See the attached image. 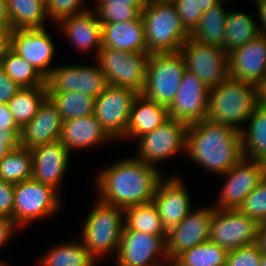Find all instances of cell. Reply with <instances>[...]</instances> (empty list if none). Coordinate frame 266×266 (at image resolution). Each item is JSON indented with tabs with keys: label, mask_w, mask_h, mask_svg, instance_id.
<instances>
[{
	"label": "cell",
	"mask_w": 266,
	"mask_h": 266,
	"mask_svg": "<svg viewBox=\"0 0 266 266\" xmlns=\"http://www.w3.org/2000/svg\"><path fill=\"white\" fill-rule=\"evenodd\" d=\"M130 156L119 158L97 171L93 181L95 198L123 209L153 201L164 173L160 168Z\"/></svg>",
	"instance_id": "obj_1"
},
{
	"label": "cell",
	"mask_w": 266,
	"mask_h": 266,
	"mask_svg": "<svg viewBox=\"0 0 266 266\" xmlns=\"http://www.w3.org/2000/svg\"><path fill=\"white\" fill-rule=\"evenodd\" d=\"M185 156L197 168L220 176L243 158L241 133L208 119L189 125Z\"/></svg>",
	"instance_id": "obj_2"
},
{
	"label": "cell",
	"mask_w": 266,
	"mask_h": 266,
	"mask_svg": "<svg viewBox=\"0 0 266 266\" xmlns=\"http://www.w3.org/2000/svg\"><path fill=\"white\" fill-rule=\"evenodd\" d=\"M88 216L80 224V237L83 245L97 260H107L110 255L116 256L120 238L124 229L123 208L109 205L95 198Z\"/></svg>",
	"instance_id": "obj_3"
},
{
	"label": "cell",
	"mask_w": 266,
	"mask_h": 266,
	"mask_svg": "<svg viewBox=\"0 0 266 266\" xmlns=\"http://www.w3.org/2000/svg\"><path fill=\"white\" fill-rule=\"evenodd\" d=\"M257 106V86L228 78L209 89L206 119L240 132Z\"/></svg>",
	"instance_id": "obj_4"
},
{
	"label": "cell",
	"mask_w": 266,
	"mask_h": 266,
	"mask_svg": "<svg viewBox=\"0 0 266 266\" xmlns=\"http://www.w3.org/2000/svg\"><path fill=\"white\" fill-rule=\"evenodd\" d=\"M141 18L148 54L180 52L189 39L173 3L146 2Z\"/></svg>",
	"instance_id": "obj_5"
},
{
	"label": "cell",
	"mask_w": 266,
	"mask_h": 266,
	"mask_svg": "<svg viewBox=\"0 0 266 266\" xmlns=\"http://www.w3.org/2000/svg\"><path fill=\"white\" fill-rule=\"evenodd\" d=\"M62 196L52 187L32 178L15 184L13 222L20 229L51 220L63 209ZM28 226V227H27Z\"/></svg>",
	"instance_id": "obj_6"
},
{
	"label": "cell",
	"mask_w": 266,
	"mask_h": 266,
	"mask_svg": "<svg viewBox=\"0 0 266 266\" xmlns=\"http://www.w3.org/2000/svg\"><path fill=\"white\" fill-rule=\"evenodd\" d=\"M185 63L180 52L149 55L146 82L142 95L169 107L174 100L183 77Z\"/></svg>",
	"instance_id": "obj_7"
},
{
	"label": "cell",
	"mask_w": 266,
	"mask_h": 266,
	"mask_svg": "<svg viewBox=\"0 0 266 266\" xmlns=\"http://www.w3.org/2000/svg\"><path fill=\"white\" fill-rule=\"evenodd\" d=\"M149 55L101 47L94 62L99 64L107 85L129 88L141 94L146 82Z\"/></svg>",
	"instance_id": "obj_8"
},
{
	"label": "cell",
	"mask_w": 266,
	"mask_h": 266,
	"mask_svg": "<svg viewBox=\"0 0 266 266\" xmlns=\"http://www.w3.org/2000/svg\"><path fill=\"white\" fill-rule=\"evenodd\" d=\"M187 129V124L169 118L160 127L136 140L137 148L133 156L158 168L159 162L186 154Z\"/></svg>",
	"instance_id": "obj_9"
},
{
	"label": "cell",
	"mask_w": 266,
	"mask_h": 266,
	"mask_svg": "<svg viewBox=\"0 0 266 266\" xmlns=\"http://www.w3.org/2000/svg\"><path fill=\"white\" fill-rule=\"evenodd\" d=\"M114 266H167L171 264L162 236L129 230L124 226Z\"/></svg>",
	"instance_id": "obj_10"
},
{
	"label": "cell",
	"mask_w": 266,
	"mask_h": 266,
	"mask_svg": "<svg viewBox=\"0 0 266 266\" xmlns=\"http://www.w3.org/2000/svg\"><path fill=\"white\" fill-rule=\"evenodd\" d=\"M266 175V163L242 158L229 171L220 175L225 181L212 205L217 210L238 209L246 196Z\"/></svg>",
	"instance_id": "obj_11"
},
{
	"label": "cell",
	"mask_w": 266,
	"mask_h": 266,
	"mask_svg": "<svg viewBox=\"0 0 266 266\" xmlns=\"http://www.w3.org/2000/svg\"><path fill=\"white\" fill-rule=\"evenodd\" d=\"M186 71L195 74L207 88L217 87L229 78L228 54L223 48L188 39L181 47Z\"/></svg>",
	"instance_id": "obj_12"
},
{
	"label": "cell",
	"mask_w": 266,
	"mask_h": 266,
	"mask_svg": "<svg viewBox=\"0 0 266 266\" xmlns=\"http://www.w3.org/2000/svg\"><path fill=\"white\" fill-rule=\"evenodd\" d=\"M138 93L107 85L95 99L94 116L102 128L117 143L125 137L129 114Z\"/></svg>",
	"instance_id": "obj_13"
},
{
	"label": "cell",
	"mask_w": 266,
	"mask_h": 266,
	"mask_svg": "<svg viewBox=\"0 0 266 266\" xmlns=\"http://www.w3.org/2000/svg\"><path fill=\"white\" fill-rule=\"evenodd\" d=\"M47 93L81 92L97 97L107 86L99 64H57L46 79Z\"/></svg>",
	"instance_id": "obj_14"
},
{
	"label": "cell",
	"mask_w": 266,
	"mask_h": 266,
	"mask_svg": "<svg viewBox=\"0 0 266 266\" xmlns=\"http://www.w3.org/2000/svg\"><path fill=\"white\" fill-rule=\"evenodd\" d=\"M258 227L257 222L238 209L213 208L209 241L231 251L256 243Z\"/></svg>",
	"instance_id": "obj_15"
},
{
	"label": "cell",
	"mask_w": 266,
	"mask_h": 266,
	"mask_svg": "<svg viewBox=\"0 0 266 266\" xmlns=\"http://www.w3.org/2000/svg\"><path fill=\"white\" fill-rule=\"evenodd\" d=\"M54 42L47 28L15 29L10 35V49L31 64L45 79L57 66L52 64L57 53Z\"/></svg>",
	"instance_id": "obj_16"
},
{
	"label": "cell",
	"mask_w": 266,
	"mask_h": 266,
	"mask_svg": "<svg viewBox=\"0 0 266 266\" xmlns=\"http://www.w3.org/2000/svg\"><path fill=\"white\" fill-rule=\"evenodd\" d=\"M187 187L186 181L176 173L170 177L164 176L156 187L153 202L166 233L195 208Z\"/></svg>",
	"instance_id": "obj_17"
},
{
	"label": "cell",
	"mask_w": 266,
	"mask_h": 266,
	"mask_svg": "<svg viewBox=\"0 0 266 266\" xmlns=\"http://www.w3.org/2000/svg\"><path fill=\"white\" fill-rule=\"evenodd\" d=\"M211 205L195 207L176 227L167 232L166 252L172 262L183 251L209 241Z\"/></svg>",
	"instance_id": "obj_18"
},
{
	"label": "cell",
	"mask_w": 266,
	"mask_h": 266,
	"mask_svg": "<svg viewBox=\"0 0 266 266\" xmlns=\"http://www.w3.org/2000/svg\"><path fill=\"white\" fill-rule=\"evenodd\" d=\"M209 88L195 74L185 71L178 92L168 107L169 117L189 125L206 119Z\"/></svg>",
	"instance_id": "obj_19"
},
{
	"label": "cell",
	"mask_w": 266,
	"mask_h": 266,
	"mask_svg": "<svg viewBox=\"0 0 266 266\" xmlns=\"http://www.w3.org/2000/svg\"><path fill=\"white\" fill-rule=\"evenodd\" d=\"M54 26L60 30L58 33L66 39L65 42L69 43L76 52L78 51L77 54H81V57L88 53L97 57L102 47V24L92 7L85 12L65 18Z\"/></svg>",
	"instance_id": "obj_20"
},
{
	"label": "cell",
	"mask_w": 266,
	"mask_h": 266,
	"mask_svg": "<svg viewBox=\"0 0 266 266\" xmlns=\"http://www.w3.org/2000/svg\"><path fill=\"white\" fill-rule=\"evenodd\" d=\"M31 153L32 179L52 187L62 196L61 186L73 155L59 140L34 147Z\"/></svg>",
	"instance_id": "obj_21"
},
{
	"label": "cell",
	"mask_w": 266,
	"mask_h": 266,
	"mask_svg": "<svg viewBox=\"0 0 266 266\" xmlns=\"http://www.w3.org/2000/svg\"><path fill=\"white\" fill-rule=\"evenodd\" d=\"M229 78L257 86L266 76V35L260 33L228 54Z\"/></svg>",
	"instance_id": "obj_22"
},
{
	"label": "cell",
	"mask_w": 266,
	"mask_h": 266,
	"mask_svg": "<svg viewBox=\"0 0 266 266\" xmlns=\"http://www.w3.org/2000/svg\"><path fill=\"white\" fill-rule=\"evenodd\" d=\"M59 141L71 154H75V150L90 151L95 147L100 148V145L116 143L102 128L94 114L63 121Z\"/></svg>",
	"instance_id": "obj_23"
},
{
	"label": "cell",
	"mask_w": 266,
	"mask_h": 266,
	"mask_svg": "<svg viewBox=\"0 0 266 266\" xmlns=\"http://www.w3.org/2000/svg\"><path fill=\"white\" fill-rule=\"evenodd\" d=\"M63 120L47 97L31 121L20 129V144L27 149L59 140Z\"/></svg>",
	"instance_id": "obj_24"
},
{
	"label": "cell",
	"mask_w": 266,
	"mask_h": 266,
	"mask_svg": "<svg viewBox=\"0 0 266 266\" xmlns=\"http://www.w3.org/2000/svg\"><path fill=\"white\" fill-rule=\"evenodd\" d=\"M169 118L168 107L138 94L132 104L125 137L120 142L136 141L140 136L160 127Z\"/></svg>",
	"instance_id": "obj_25"
},
{
	"label": "cell",
	"mask_w": 266,
	"mask_h": 266,
	"mask_svg": "<svg viewBox=\"0 0 266 266\" xmlns=\"http://www.w3.org/2000/svg\"><path fill=\"white\" fill-rule=\"evenodd\" d=\"M102 47L147 53L142 18L102 24Z\"/></svg>",
	"instance_id": "obj_26"
},
{
	"label": "cell",
	"mask_w": 266,
	"mask_h": 266,
	"mask_svg": "<svg viewBox=\"0 0 266 266\" xmlns=\"http://www.w3.org/2000/svg\"><path fill=\"white\" fill-rule=\"evenodd\" d=\"M38 260V261H37ZM35 262L37 266H96L98 261L82 241L75 239L54 243Z\"/></svg>",
	"instance_id": "obj_27"
},
{
	"label": "cell",
	"mask_w": 266,
	"mask_h": 266,
	"mask_svg": "<svg viewBox=\"0 0 266 266\" xmlns=\"http://www.w3.org/2000/svg\"><path fill=\"white\" fill-rule=\"evenodd\" d=\"M233 0H222L209 10L204 11L197 27L189 38L203 45H213L223 48L225 43L226 19L229 13L225 5Z\"/></svg>",
	"instance_id": "obj_28"
},
{
	"label": "cell",
	"mask_w": 266,
	"mask_h": 266,
	"mask_svg": "<svg viewBox=\"0 0 266 266\" xmlns=\"http://www.w3.org/2000/svg\"><path fill=\"white\" fill-rule=\"evenodd\" d=\"M245 125L240 131L243 157L266 163V107L258 105Z\"/></svg>",
	"instance_id": "obj_29"
},
{
	"label": "cell",
	"mask_w": 266,
	"mask_h": 266,
	"mask_svg": "<svg viewBox=\"0 0 266 266\" xmlns=\"http://www.w3.org/2000/svg\"><path fill=\"white\" fill-rule=\"evenodd\" d=\"M256 16L243 9H231L227 15L225 27L224 51L229 54L233 50L244 46L248 41L259 35Z\"/></svg>",
	"instance_id": "obj_30"
},
{
	"label": "cell",
	"mask_w": 266,
	"mask_h": 266,
	"mask_svg": "<svg viewBox=\"0 0 266 266\" xmlns=\"http://www.w3.org/2000/svg\"><path fill=\"white\" fill-rule=\"evenodd\" d=\"M11 30L42 29L50 22L46 6L38 0H6Z\"/></svg>",
	"instance_id": "obj_31"
},
{
	"label": "cell",
	"mask_w": 266,
	"mask_h": 266,
	"mask_svg": "<svg viewBox=\"0 0 266 266\" xmlns=\"http://www.w3.org/2000/svg\"><path fill=\"white\" fill-rule=\"evenodd\" d=\"M46 98L47 86L24 87L8 101L14 121L20 129L37 114Z\"/></svg>",
	"instance_id": "obj_32"
},
{
	"label": "cell",
	"mask_w": 266,
	"mask_h": 266,
	"mask_svg": "<svg viewBox=\"0 0 266 266\" xmlns=\"http://www.w3.org/2000/svg\"><path fill=\"white\" fill-rule=\"evenodd\" d=\"M124 224L129 230L147 232L167 239V233L162 227L161 218L154 202L128 206L123 209Z\"/></svg>",
	"instance_id": "obj_33"
},
{
	"label": "cell",
	"mask_w": 266,
	"mask_h": 266,
	"mask_svg": "<svg viewBox=\"0 0 266 266\" xmlns=\"http://www.w3.org/2000/svg\"><path fill=\"white\" fill-rule=\"evenodd\" d=\"M101 24L139 19L146 0H92Z\"/></svg>",
	"instance_id": "obj_34"
},
{
	"label": "cell",
	"mask_w": 266,
	"mask_h": 266,
	"mask_svg": "<svg viewBox=\"0 0 266 266\" xmlns=\"http://www.w3.org/2000/svg\"><path fill=\"white\" fill-rule=\"evenodd\" d=\"M47 97L56 106L63 121L94 114L96 98L87 94L66 91L61 93H47Z\"/></svg>",
	"instance_id": "obj_35"
},
{
	"label": "cell",
	"mask_w": 266,
	"mask_h": 266,
	"mask_svg": "<svg viewBox=\"0 0 266 266\" xmlns=\"http://www.w3.org/2000/svg\"><path fill=\"white\" fill-rule=\"evenodd\" d=\"M0 67L21 88L47 86L46 79L31 64L10 48L0 56Z\"/></svg>",
	"instance_id": "obj_36"
},
{
	"label": "cell",
	"mask_w": 266,
	"mask_h": 266,
	"mask_svg": "<svg viewBox=\"0 0 266 266\" xmlns=\"http://www.w3.org/2000/svg\"><path fill=\"white\" fill-rule=\"evenodd\" d=\"M229 251L210 241L187 249L179 254L173 266H226Z\"/></svg>",
	"instance_id": "obj_37"
},
{
	"label": "cell",
	"mask_w": 266,
	"mask_h": 266,
	"mask_svg": "<svg viewBox=\"0 0 266 266\" xmlns=\"http://www.w3.org/2000/svg\"><path fill=\"white\" fill-rule=\"evenodd\" d=\"M32 153L20 146L0 161V180L17 184L32 178Z\"/></svg>",
	"instance_id": "obj_38"
},
{
	"label": "cell",
	"mask_w": 266,
	"mask_h": 266,
	"mask_svg": "<svg viewBox=\"0 0 266 266\" xmlns=\"http://www.w3.org/2000/svg\"><path fill=\"white\" fill-rule=\"evenodd\" d=\"M238 210L258 224L266 220V175L246 196Z\"/></svg>",
	"instance_id": "obj_39"
},
{
	"label": "cell",
	"mask_w": 266,
	"mask_h": 266,
	"mask_svg": "<svg viewBox=\"0 0 266 266\" xmlns=\"http://www.w3.org/2000/svg\"><path fill=\"white\" fill-rule=\"evenodd\" d=\"M84 1L86 0H50L46 9L51 25L89 10L90 7H87Z\"/></svg>",
	"instance_id": "obj_40"
},
{
	"label": "cell",
	"mask_w": 266,
	"mask_h": 266,
	"mask_svg": "<svg viewBox=\"0 0 266 266\" xmlns=\"http://www.w3.org/2000/svg\"><path fill=\"white\" fill-rule=\"evenodd\" d=\"M262 251L256 243L229 251L226 266H260Z\"/></svg>",
	"instance_id": "obj_41"
},
{
	"label": "cell",
	"mask_w": 266,
	"mask_h": 266,
	"mask_svg": "<svg viewBox=\"0 0 266 266\" xmlns=\"http://www.w3.org/2000/svg\"><path fill=\"white\" fill-rule=\"evenodd\" d=\"M173 4L185 30L191 34L197 27L203 11L198 7L196 0H176Z\"/></svg>",
	"instance_id": "obj_42"
},
{
	"label": "cell",
	"mask_w": 266,
	"mask_h": 266,
	"mask_svg": "<svg viewBox=\"0 0 266 266\" xmlns=\"http://www.w3.org/2000/svg\"><path fill=\"white\" fill-rule=\"evenodd\" d=\"M14 187L10 182L0 180V215L13 220Z\"/></svg>",
	"instance_id": "obj_43"
},
{
	"label": "cell",
	"mask_w": 266,
	"mask_h": 266,
	"mask_svg": "<svg viewBox=\"0 0 266 266\" xmlns=\"http://www.w3.org/2000/svg\"><path fill=\"white\" fill-rule=\"evenodd\" d=\"M20 146V131H0V161Z\"/></svg>",
	"instance_id": "obj_44"
},
{
	"label": "cell",
	"mask_w": 266,
	"mask_h": 266,
	"mask_svg": "<svg viewBox=\"0 0 266 266\" xmlns=\"http://www.w3.org/2000/svg\"><path fill=\"white\" fill-rule=\"evenodd\" d=\"M20 89L21 87L0 67V103L7 104Z\"/></svg>",
	"instance_id": "obj_45"
},
{
	"label": "cell",
	"mask_w": 266,
	"mask_h": 266,
	"mask_svg": "<svg viewBox=\"0 0 266 266\" xmlns=\"http://www.w3.org/2000/svg\"><path fill=\"white\" fill-rule=\"evenodd\" d=\"M20 232V229L14 224L13 220L9 217L0 215V248L8 245L11 239L15 237V234ZM14 236V237H13ZM0 249V250H1Z\"/></svg>",
	"instance_id": "obj_46"
},
{
	"label": "cell",
	"mask_w": 266,
	"mask_h": 266,
	"mask_svg": "<svg viewBox=\"0 0 266 266\" xmlns=\"http://www.w3.org/2000/svg\"><path fill=\"white\" fill-rule=\"evenodd\" d=\"M0 131H20L14 121L8 104L0 103Z\"/></svg>",
	"instance_id": "obj_47"
},
{
	"label": "cell",
	"mask_w": 266,
	"mask_h": 266,
	"mask_svg": "<svg viewBox=\"0 0 266 266\" xmlns=\"http://www.w3.org/2000/svg\"><path fill=\"white\" fill-rule=\"evenodd\" d=\"M254 4L257 27L260 33L266 34V0H249ZM256 7V8H255Z\"/></svg>",
	"instance_id": "obj_48"
},
{
	"label": "cell",
	"mask_w": 266,
	"mask_h": 266,
	"mask_svg": "<svg viewBox=\"0 0 266 266\" xmlns=\"http://www.w3.org/2000/svg\"><path fill=\"white\" fill-rule=\"evenodd\" d=\"M11 24H0V56L10 48Z\"/></svg>",
	"instance_id": "obj_49"
},
{
	"label": "cell",
	"mask_w": 266,
	"mask_h": 266,
	"mask_svg": "<svg viewBox=\"0 0 266 266\" xmlns=\"http://www.w3.org/2000/svg\"><path fill=\"white\" fill-rule=\"evenodd\" d=\"M256 244L263 253H266V225L264 223L259 224Z\"/></svg>",
	"instance_id": "obj_50"
},
{
	"label": "cell",
	"mask_w": 266,
	"mask_h": 266,
	"mask_svg": "<svg viewBox=\"0 0 266 266\" xmlns=\"http://www.w3.org/2000/svg\"><path fill=\"white\" fill-rule=\"evenodd\" d=\"M258 105L266 107V76L257 85Z\"/></svg>",
	"instance_id": "obj_51"
},
{
	"label": "cell",
	"mask_w": 266,
	"mask_h": 266,
	"mask_svg": "<svg viewBox=\"0 0 266 266\" xmlns=\"http://www.w3.org/2000/svg\"><path fill=\"white\" fill-rule=\"evenodd\" d=\"M0 24H10L6 0H0Z\"/></svg>",
	"instance_id": "obj_52"
},
{
	"label": "cell",
	"mask_w": 266,
	"mask_h": 266,
	"mask_svg": "<svg viewBox=\"0 0 266 266\" xmlns=\"http://www.w3.org/2000/svg\"><path fill=\"white\" fill-rule=\"evenodd\" d=\"M222 0H196L198 7L204 12L215 6Z\"/></svg>",
	"instance_id": "obj_53"
},
{
	"label": "cell",
	"mask_w": 266,
	"mask_h": 266,
	"mask_svg": "<svg viewBox=\"0 0 266 266\" xmlns=\"http://www.w3.org/2000/svg\"><path fill=\"white\" fill-rule=\"evenodd\" d=\"M176 0H146V2H152V3H174Z\"/></svg>",
	"instance_id": "obj_54"
},
{
	"label": "cell",
	"mask_w": 266,
	"mask_h": 266,
	"mask_svg": "<svg viewBox=\"0 0 266 266\" xmlns=\"http://www.w3.org/2000/svg\"><path fill=\"white\" fill-rule=\"evenodd\" d=\"M260 266H266V253L262 252Z\"/></svg>",
	"instance_id": "obj_55"
},
{
	"label": "cell",
	"mask_w": 266,
	"mask_h": 266,
	"mask_svg": "<svg viewBox=\"0 0 266 266\" xmlns=\"http://www.w3.org/2000/svg\"><path fill=\"white\" fill-rule=\"evenodd\" d=\"M0 266H10V265L8 261L6 262V260L4 261V259H0Z\"/></svg>",
	"instance_id": "obj_56"
},
{
	"label": "cell",
	"mask_w": 266,
	"mask_h": 266,
	"mask_svg": "<svg viewBox=\"0 0 266 266\" xmlns=\"http://www.w3.org/2000/svg\"><path fill=\"white\" fill-rule=\"evenodd\" d=\"M39 2H41L43 5H45L46 7L48 6L50 0H38Z\"/></svg>",
	"instance_id": "obj_57"
}]
</instances>
